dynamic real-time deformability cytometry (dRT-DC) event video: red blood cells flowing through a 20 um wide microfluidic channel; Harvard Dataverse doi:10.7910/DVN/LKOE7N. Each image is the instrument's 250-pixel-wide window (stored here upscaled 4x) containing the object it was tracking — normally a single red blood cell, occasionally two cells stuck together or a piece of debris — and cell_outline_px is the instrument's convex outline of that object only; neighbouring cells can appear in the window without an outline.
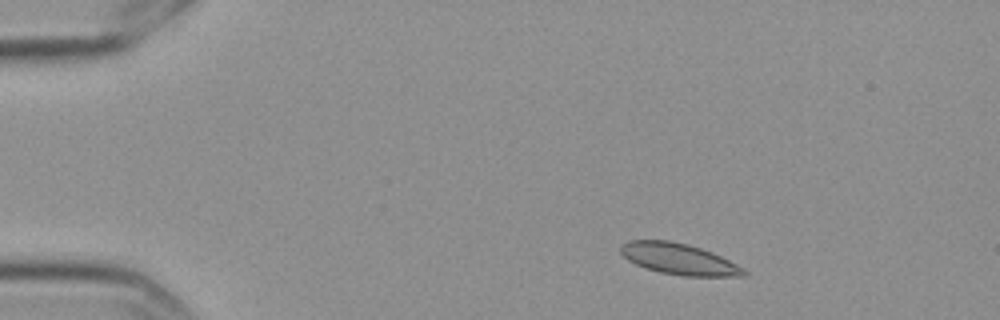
{"species": "Egyptian fruit bat (a non-hibernating species)", "species_latin": "Rousettus aegyptiacus", "temperature_condition": "cold", "stored_images_in_passage": 15, "camera_frame_rate_fps": 3000, "um_per_image_px": 0.085, "frame": {"image": 1, "passage_image": 6, "time_ms": 1.667, "image_size_px": [1000, 320], "cell_outline_px": [[748, 276], [684, 276], [660, 272], [644, 268], [628, 260], [620, 252], [620, 244], [628, 240], [668, 240], [688, 244], [712, 252], [744, 268], [748, 272]], "centroid_in_image_um": [57.69, 22.01], "position_along_channel_um": 27.3, "area_um2": 22.43}}